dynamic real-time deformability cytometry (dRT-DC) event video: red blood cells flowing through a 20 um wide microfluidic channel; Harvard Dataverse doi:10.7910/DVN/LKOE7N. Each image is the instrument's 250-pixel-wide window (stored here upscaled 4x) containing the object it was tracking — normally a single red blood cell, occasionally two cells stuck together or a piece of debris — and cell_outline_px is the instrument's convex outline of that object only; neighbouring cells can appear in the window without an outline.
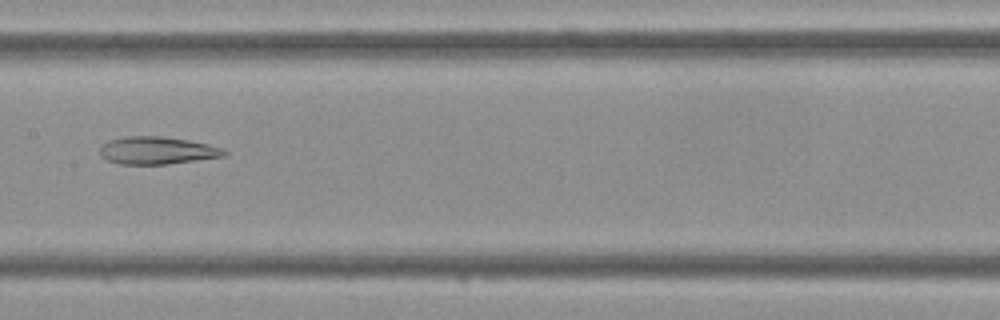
{"species": "Egyptian fruit bat (a non-hibernating species)", "species_latin": "Rousettus aegyptiacus", "temperature_condition": "cold", "stored_images_in_passage": 8, "camera_frame_rate_fps": 3000, "um_per_image_px": 0.085, "frame": {"image": 1, "passage_image": 7, "time_ms": 2.0, "image_size_px": [1000, 320], "cell_outline_px": [[228, 152], [224, 156], [168, 164], [120, 164], [108, 160], [100, 156], [100, 148], [108, 140], [124, 136], [160, 136], [188, 140], [208, 144], [224, 148]], "centroid_in_image_um": [13.35, 12.78], "position_along_channel_um": 194.0, "area_um2": 19.94}}
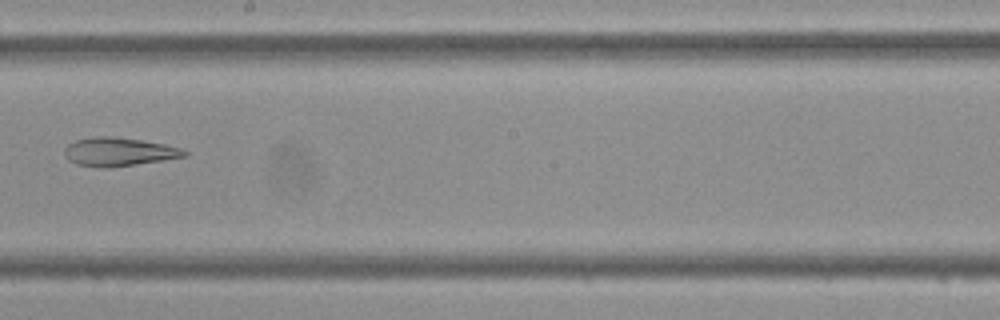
{"frame": {"image": 2, "passage_image": 8, "time_ms": 2.333, "image_size_px": [1000, 320], "cell_outline_px": [[188, 156], [164, 160], [136, 164], [104, 168], [100, 168], [76, 164], [68, 160], [64, 156], [64, 148], [68, 144], [76, 140], [92, 136], [112, 136], [140, 140], [164, 144], [180, 148], [188, 152]], "centroid_in_image_um": [10.06, 12.9], "position_along_channel_um": 238.1, "area_um2": 20.0}}